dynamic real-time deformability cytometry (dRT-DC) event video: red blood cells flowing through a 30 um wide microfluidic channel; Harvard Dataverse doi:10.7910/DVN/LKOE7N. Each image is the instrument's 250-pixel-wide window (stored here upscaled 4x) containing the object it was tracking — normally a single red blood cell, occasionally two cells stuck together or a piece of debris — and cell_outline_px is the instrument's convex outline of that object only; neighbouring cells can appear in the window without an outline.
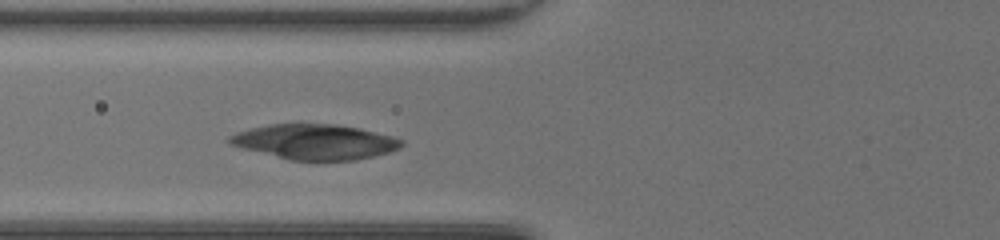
{"species": "common noctule bat (a hibernating species)", "species_latin": "Nyctalus noctula", "temperature_condition": "room temperature", "stored_images_in_passage": 33, "camera_frame_rate_fps": 3000, "um_per_image_px": 0.085, "animal": {"sex": "female", "body_mass_g": 20.0, "forearm_length_mm": 54.0}, "frame": {"image": 1, "passage_image": 9, "time_ms": 2.667, "image_size_px": [1000, 240], "cell_outline_px": [[404, 144], [400, 148], [388, 152], [356, 160], [288, 160], [228, 144], [228, 136], [236, 132], [268, 124], [336, 124], [360, 128], [392, 136], [404, 140]], "centroid_in_image_um": [26.77, 12.05], "position_along_channel_um": 99.0, "area_um2": 35.2}}
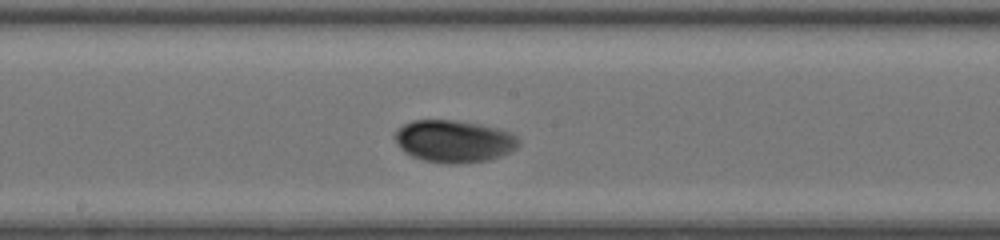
{"frame": {"image": 2, "passage_image": 17, "time_ms": 5.333, "image_size_px": [1000, 240], "cell_outline_px": [[520, 144], [516, 148], [500, 156], [488, 160], [452, 164], [448, 164], [424, 160], [412, 156], [404, 152], [400, 148], [392, 136], [396, 128], [412, 120], [452, 120], [480, 124], [496, 128], [508, 132], [516, 136], [520, 140]], "centroid_in_image_um": [38.53, 12.0], "position_along_channel_um": 209.7, "area_um2": 30.52}}
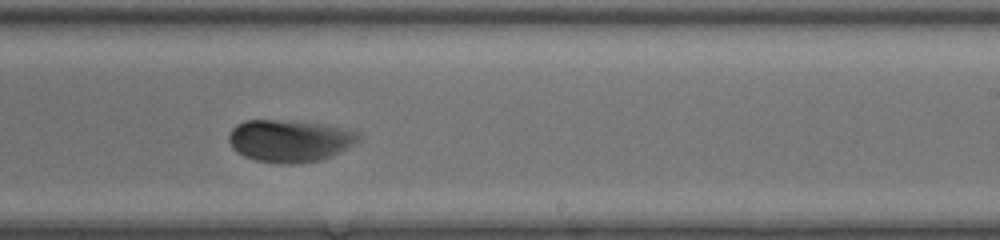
{"frame": {"image": 3, "passage_image": 21, "time_ms": 6.667, "image_size_px": [1000, 240], "cell_outline_px": [[360, 140], [332, 156], [320, 160], [296, 164], [280, 164], [256, 160], [244, 156], [236, 152], [232, 148], [228, 140], [228, 136], [232, 128], [236, 124], [244, 120], [296, 120], [324, 124], [348, 128], [360, 132]], "centroid_in_image_um": [24.63, 11.95], "position_along_channel_um": 264.4, "area_um2": 32.48}}